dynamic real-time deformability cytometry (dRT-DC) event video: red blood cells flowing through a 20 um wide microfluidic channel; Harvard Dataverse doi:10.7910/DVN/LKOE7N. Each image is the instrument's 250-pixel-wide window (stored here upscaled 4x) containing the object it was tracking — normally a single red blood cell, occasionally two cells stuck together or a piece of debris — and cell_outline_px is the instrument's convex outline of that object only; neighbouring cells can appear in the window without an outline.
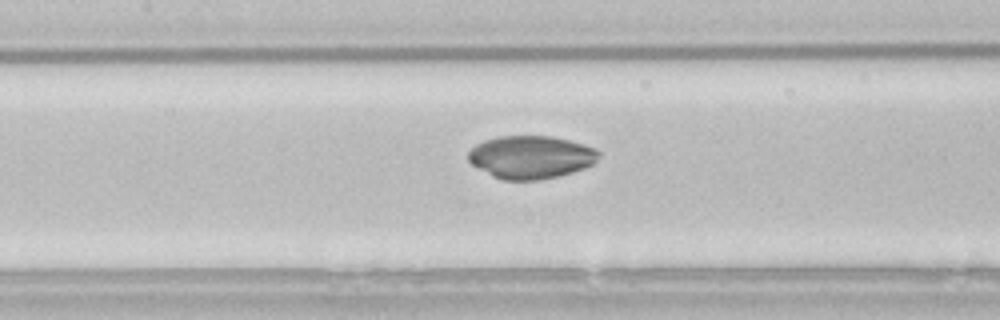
{"species": "common noctule bat (a hibernating species)", "species_latin": "Nyctalus noctula", "temperature_condition": "room temperature", "stored_images_in_passage": 44, "camera_frame_rate_fps": 3000, "um_per_image_px": 0.085, "animal": {"sex": "male", "body_mass_g": 21.5, "forearm_length_mm": 52.0}, "frame": {"image": 1, "passage_image": 15, "time_ms": 4.667, "image_size_px": [1000, 320], "cell_outline_px": [[600, 156], [592, 164], [584, 168], [572, 172], [556, 176], [536, 180], [504, 180], [492, 176], [472, 164], [468, 160], [468, 152], [476, 144], [484, 140], [496, 136], [552, 136], [584, 144], [596, 148], [600, 152]], "centroid_in_image_um": [45.12, 13.34], "position_along_channel_um": 162.3, "area_um2": 32.6}}
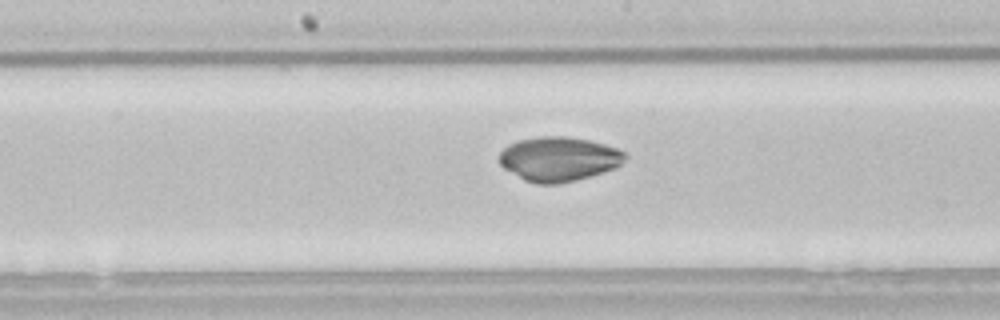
{"frame": {"image": 2, "passage_image": 18, "time_ms": 5.667, "image_size_px": [1000, 320], "cell_outline_px": [[628, 156], [620, 164], [612, 168], [576, 180], [556, 184], [536, 184], [524, 180], [504, 168], [500, 164], [496, 156], [508, 144], [520, 140], [540, 136], [568, 136], [588, 140], [604, 144], [616, 148], [624, 152]], "centroid_in_image_um": [47.44, 13.5], "position_along_channel_um": 200.8, "area_um2": 32.43}}
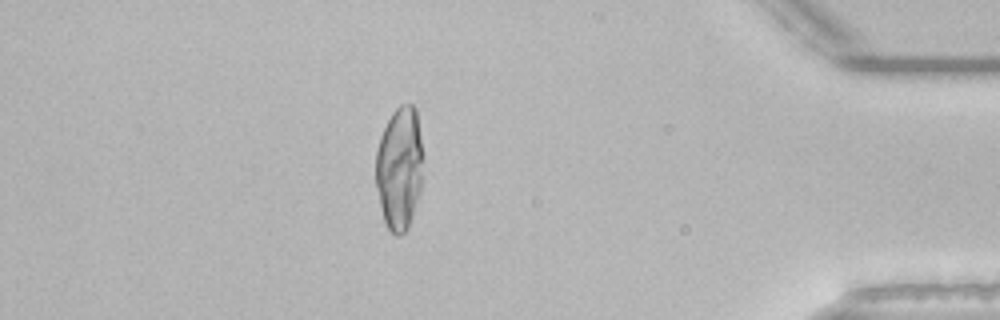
{"frame": {"image": 3, "passage_image": 37, "time_ms": 12.0, "image_size_px": [1000, 320], "cell_outline_px": [[420, 192], [408, 228], [400, 236], [396, 236], [388, 228], [384, 220], [380, 204], [376, 184], [376, 152], [380, 136], [392, 112], [400, 104], [412, 104], [416, 108], [420, 136]], "centroid_in_image_um": [33.92, 14.29], "position_along_channel_um": 401.3, "area_um2": 33.29}}